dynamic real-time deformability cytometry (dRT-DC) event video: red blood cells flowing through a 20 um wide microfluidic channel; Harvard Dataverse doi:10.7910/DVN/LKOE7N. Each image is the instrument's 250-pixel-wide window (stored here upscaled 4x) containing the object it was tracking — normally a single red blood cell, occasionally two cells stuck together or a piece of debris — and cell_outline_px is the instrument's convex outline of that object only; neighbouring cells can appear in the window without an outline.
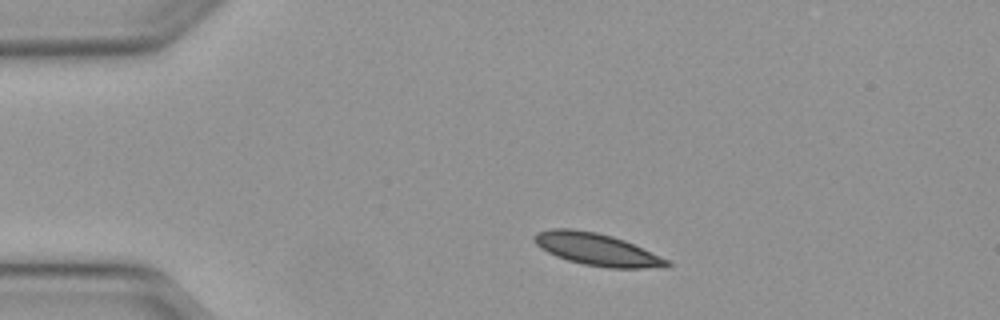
{"species": "Egyptian fruit bat (a non-hibernating species)", "species_latin": "Rousettus aegyptiacus", "temperature_condition": "warm", "stored_images_in_passage": 34, "camera_frame_rate_fps": 3000, "um_per_image_px": 0.085, "animal": {"sex": "female"}, "frame": {"image": 1, "passage_image": 1, "time_ms": 0.0, "image_size_px": [1000, 320], "cell_outline_px": [[672, 264], [668, 268], [608, 268], [584, 264], [568, 260], [556, 256], [540, 248], [532, 240], [532, 236], [536, 232], [552, 228], [572, 228], [596, 232], [612, 236], [624, 240], [668, 260]], "centroid_in_image_um": [50.7, 21.2], "position_along_channel_um": 34.3, "area_um2": 24.97}}
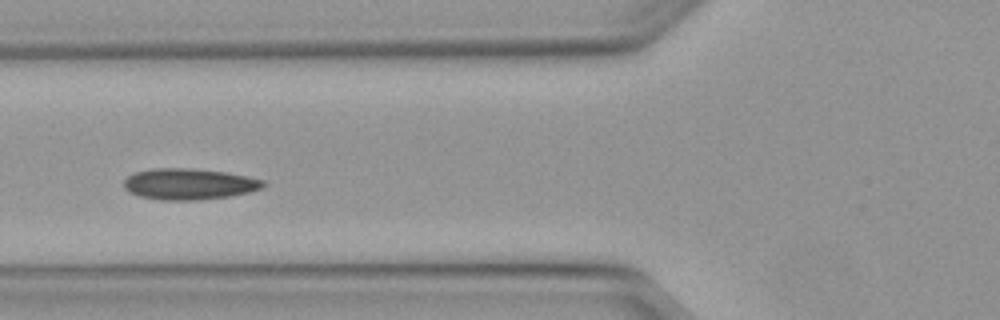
{"frame": {"image": 2, "passage_image": 10, "time_ms": 3.0, "image_size_px": [1000, 320], "cell_outline_px": [[264, 188], [248, 192], [228, 196], [196, 200], [160, 200], [140, 196], [128, 192], [124, 188], [124, 180], [128, 176], [136, 172], [152, 168], [188, 168], [224, 172], [248, 176], [264, 180]], "centroid_in_image_um": [16.05, 15.64], "position_along_channel_um": 109.8, "area_um2": 25.2}}
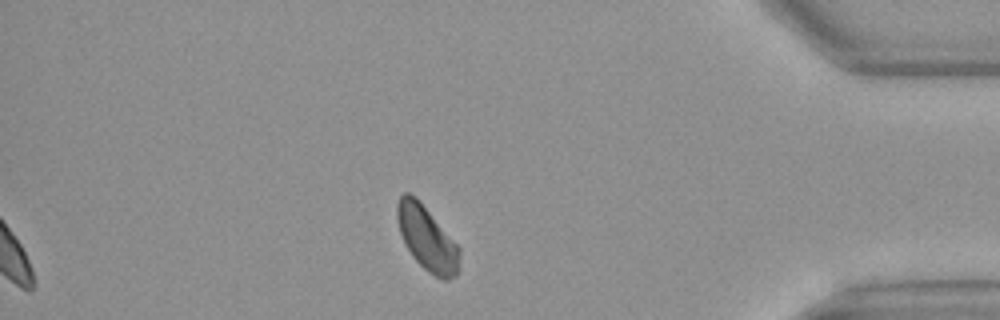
{"frame": {"image": 3, "passage_image": 34, "time_ms": 11.0, "image_size_px": [1000, 320], "cell_outline_px": [[460, 256], [456, 276], [448, 280], [444, 280], [428, 272], [412, 256], [400, 232], [396, 220], [396, 204], [400, 196], [404, 192], [408, 192], [416, 196], [460, 248]], "centroid_in_image_um": [36.28, 20.24], "position_along_channel_um": 398.9, "area_um2": 23.24}, "authors_computed_cell_mechanics": {"area_um2": 24.2471, "velocity_mm_per_s": 4.0722, "shape_relaxation_time_tau1_ms": 6.5613, "shape_relaxation_time_tau2_ms": null, "deformation_change_tau1": 0.1071, "deformation_change_tau2": null}}